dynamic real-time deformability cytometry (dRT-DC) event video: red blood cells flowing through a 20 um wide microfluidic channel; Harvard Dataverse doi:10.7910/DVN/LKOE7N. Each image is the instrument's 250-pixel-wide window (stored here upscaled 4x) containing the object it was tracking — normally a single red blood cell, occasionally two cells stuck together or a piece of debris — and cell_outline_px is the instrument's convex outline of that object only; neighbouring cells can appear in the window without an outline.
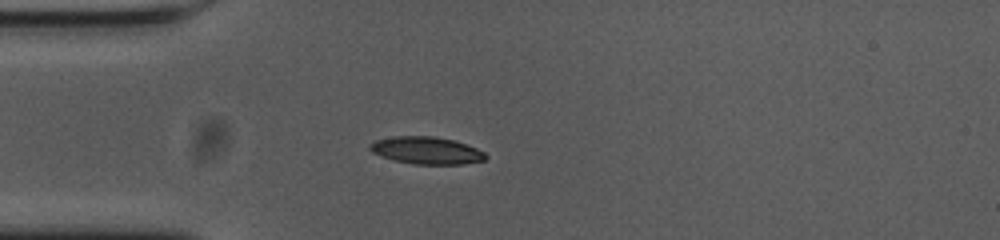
{"species": "common noctule bat (a hibernating species)", "species_latin": "Nyctalus noctula", "temperature_condition": "cold", "stored_images_in_passage": 42, "camera_frame_rate_fps": 3000, "um_per_image_px": 0.085, "animal": {"sex": "female", "body_mass_g": 23.0, "forearm_length_mm": 53.4}, "frame": {"image": 1, "passage_image": 1, "time_ms": 0.0, "image_size_px": [1000, 240], "cell_outline_px": [[488, 156], [484, 160], [464, 164], [412, 164], [396, 160], [372, 152], [368, 148], [368, 144], [376, 140], [396, 136], [432, 136], [452, 140], [468, 144], [484, 152]], "centroid_in_image_um": [36.27, 12.78], "position_along_channel_um": 48.7, "area_um2": 18.26}}
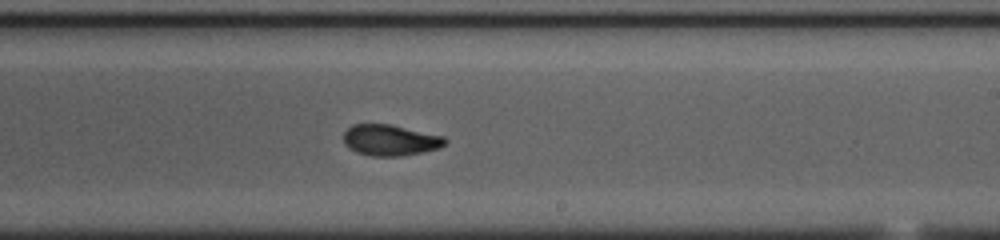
{"frame": {"image": 2, "passage_image": 19, "time_ms": 6.0, "image_size_px": [1000, 240], "cell_outline_px": [[448, 140], [444, 144], [436, 148], [424, 152], [400, 156], [372, 156], [356, 152], [344, 144], [344, 132], [352, 124], [392, 124], [444, 136]], "centroid_in_image_um": [33.16, 11.9], "position_along_channel_um": 255.8, "area_um2": 18.38}}
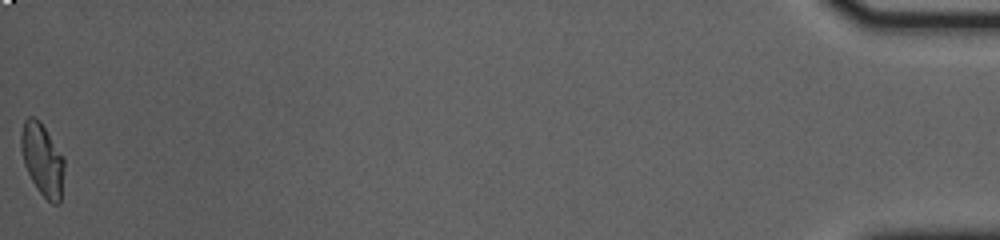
{"frame": {"image": 3, "passage_image": 42, "time_ms": 13.667, "image_size_px": [1000, 240], "cell_outline_px": [[64, 168], [60, 204], [52, 204], [36, 188], [24, 164], [20, 148], [20, 132], [24, 120], [28, 116], [32, 116], [40, 120], [64, 156]], "centroid_in_image_um": [3.6, 13.53], "position_along_channel_um": 431.6, "area_um2": 18.44}, "authors_computed_cell_mechanics": {"area_um2": 18.2648, "velocity_mm_per_s": 3.6462, "shape_relaxation_time_tau1_ms": 3.6422, "shape_relaxation_time_tau2_ms": 1.2279, "deformation_change_tau1": 0.1554, "deformation_change_tau2": 0.058}}